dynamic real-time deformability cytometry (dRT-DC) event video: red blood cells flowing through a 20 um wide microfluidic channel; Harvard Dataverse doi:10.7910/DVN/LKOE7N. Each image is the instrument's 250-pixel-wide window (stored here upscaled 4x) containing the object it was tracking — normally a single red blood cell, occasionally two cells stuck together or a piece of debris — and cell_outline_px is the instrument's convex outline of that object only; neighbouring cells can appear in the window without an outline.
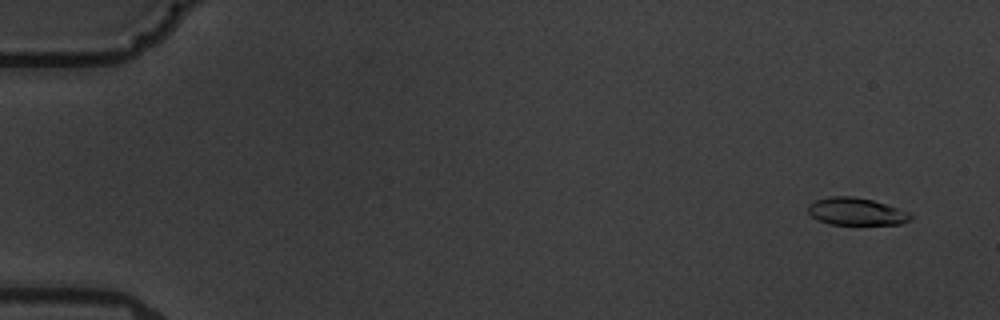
{"species": "common noctule bat (a hibernating species)", "species_latin": "Nyctalus noctula", "temperature_condition": "warm", "stored_images_in_passage": 6, "camera_frame_rate_fps": 3000, "um_per_image_px": 0.085, "animal": {"sex": "male", "body_mass_g": 19.5, "forearm_length_mm": 54.6}, "frame": {"image": 1, "passage_image": 1, "time_ms": 0.0, "image_size_px": [1000, 320], "cell_outline_px": [[912, 216], [908, 220], [900, 224], [828, 224], [816, 220], [808, 212], [808, 204], [816, 200], [832, 196], [852, 196], [872, 200], [912, 212]], "centroid_in_image_um": [72.77, 17.98], "position_along_channel_um": 12.2, "area_um2": 16.36}}
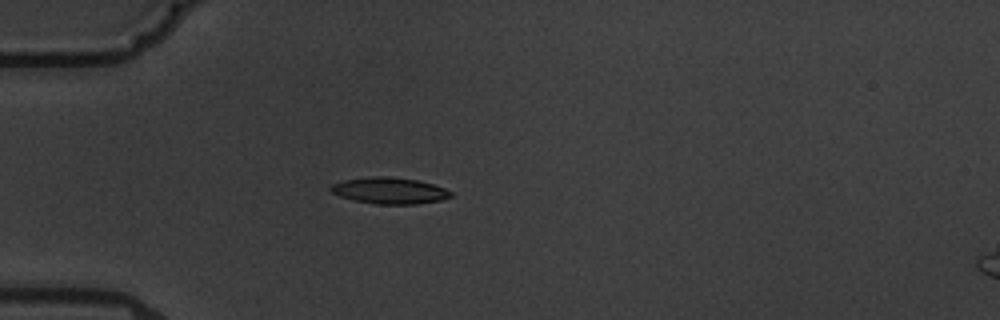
{"frame": {"image": 2, "passage_image": 5, "time_ms": 4.667, "image_size_px": [1000, 320], "cell_outline_px": [[452, 196], [444, 200], [416, 204], [376, 204], [356, 200], [340, 196], [332, 192], [328, 188], [332, 184], [344, 180], [372, 176], [380, 176], [416, 180], [432, 184], [444, 188], [452, 192]], "centroid_in_image_um": [33.12, 16.21], "position_along_channel_um": 51.9, "area_um2": 18.26}}